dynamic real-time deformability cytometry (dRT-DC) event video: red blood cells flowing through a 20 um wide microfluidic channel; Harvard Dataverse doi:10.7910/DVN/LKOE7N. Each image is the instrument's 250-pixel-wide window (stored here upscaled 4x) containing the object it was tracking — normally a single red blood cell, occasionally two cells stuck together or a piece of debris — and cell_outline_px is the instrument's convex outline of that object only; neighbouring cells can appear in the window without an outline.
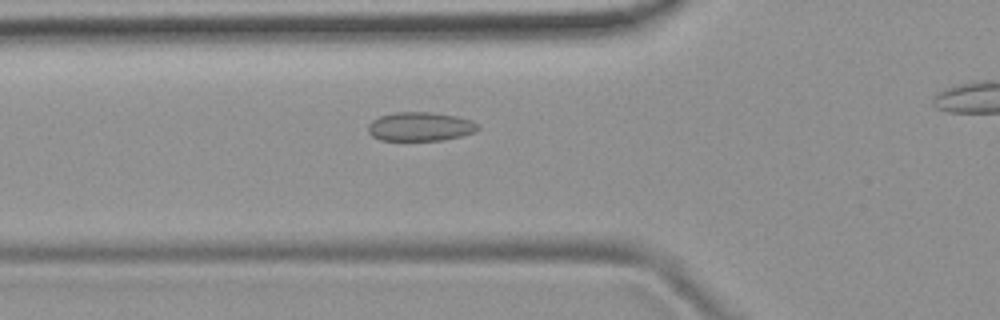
{"species": "common noctule bat (a hibernating species)", "species_latin": "Nyctalus noctula", "temperature_condition": "room temperature", "stored_images_in_passage": 42, "camera_frame_rate_fps": 3000, "um_per_image_px": 0.085, "animal": {"sex": "female", "body_mass_g": 19.9}, "frame": {"image": 1, "passage_image": 15, "time_ms": 4.667, "image_size_px": [1000, 320], "cell_outline_px": [[480, 128], [476, 132], [444, 140], [380, 140], [372, 136], [368, 132], [368, 124], [372, 120], [380, 116], [392, 112], [432, 112], [456, 116], [472, 120], [480, 124]], "centroid_in_image_um": [35.74, 10.75], "position_along_channel_um": 90.1, "area_um2": 18.73}}
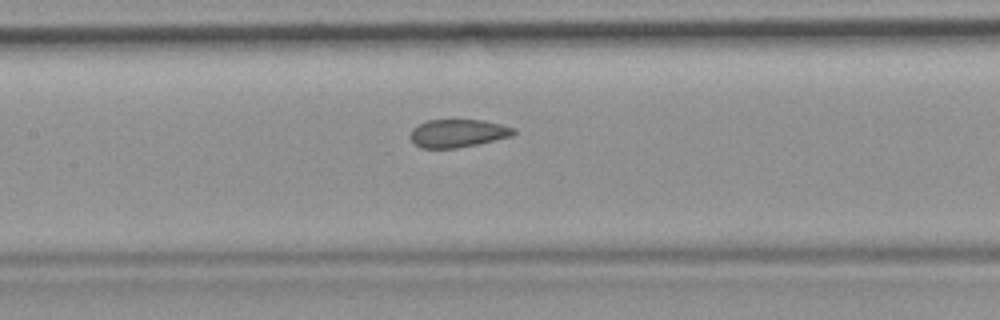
{"frame": {"image": 2, "passage_image": 21, "time_ms": 6.667, "image_size_px": [1000, 320], "cell_outline_px": [[516, 132], [512, 136], [476, 144], [456, 148], [420, 148], [408, 136], [412, 128], [428, 120], [484, 120], [516, 128]], "centroid_in_image_um": [38.91, 11.32], "position_along_channel_um": 168.5, "area_um2": 16.82}}
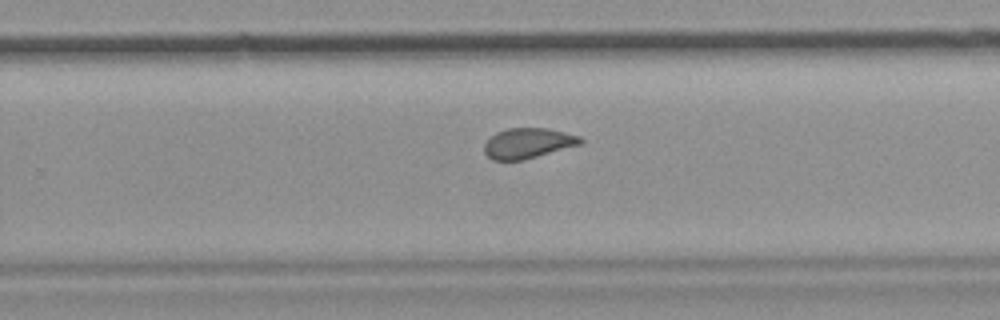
{"frame": {"image": 3, "passage_image": 30, "time_ms": 9.667, "image_size_px": [1000, 320], "cell_outline_px": [[584, 144], [520, 160], [492, 160], [484, 152], [484, 144], [488, 136], [496, 132], [508, 128], [548, 128], [580, 136], [584, 140]], "centroid_in_image_um": [44.87, 12.16], "position_along_channel_um": 284.9, "area_um2": 17.11}, "authors_computed_cell_mechanics": {"area_um2": 17.9469, "velocity_mm_per_s": 3.9026, "shape_relaxation_time_tau1_ms": null, "shape_relaxation_time_tau2_ms": 0.9406, "deformation_change_tau1": null, "deformation_change_tau2": 0.067}}